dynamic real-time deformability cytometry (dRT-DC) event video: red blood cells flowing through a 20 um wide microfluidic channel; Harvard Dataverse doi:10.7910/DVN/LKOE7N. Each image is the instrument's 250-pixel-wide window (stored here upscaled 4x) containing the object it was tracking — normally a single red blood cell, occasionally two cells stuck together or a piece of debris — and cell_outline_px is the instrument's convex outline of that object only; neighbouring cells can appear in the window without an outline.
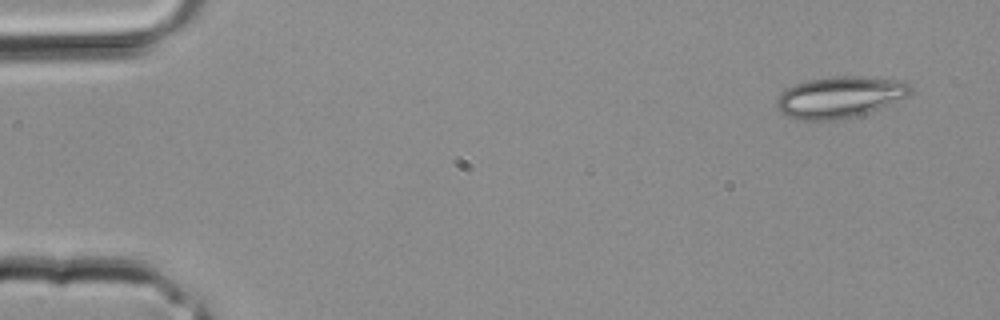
{"species": "common noctule bat (a hibernating species)", "species_latin": "Nyctalus noctula", "temperature_condition": "room temperature", "stored_images_in_passage": 3, "camera_frame_rate_fps": 3000, "um_per_image_px": 0.085, "animal": {"sex": "male", "body_mass_g": 20.4}, "frame": {"image": 1, "passage_image": 1, "time_ms": 0.0, "image_size_px": [1000, 320], "cell_outline_px": [[912, 92], [908, 96], [868, 112], [856, 116], [832, 120], [796, 120], [780, 112], [776, 108], [776, 100], [780, 92], [784, 88], [808, 80], [828, 76], [864, 76], [904, 80], [912, 84]], "centroid_in_image_um": [71.37, 8.23], "position_along_channel_um": 13.6, "area_um2": 32.66}}